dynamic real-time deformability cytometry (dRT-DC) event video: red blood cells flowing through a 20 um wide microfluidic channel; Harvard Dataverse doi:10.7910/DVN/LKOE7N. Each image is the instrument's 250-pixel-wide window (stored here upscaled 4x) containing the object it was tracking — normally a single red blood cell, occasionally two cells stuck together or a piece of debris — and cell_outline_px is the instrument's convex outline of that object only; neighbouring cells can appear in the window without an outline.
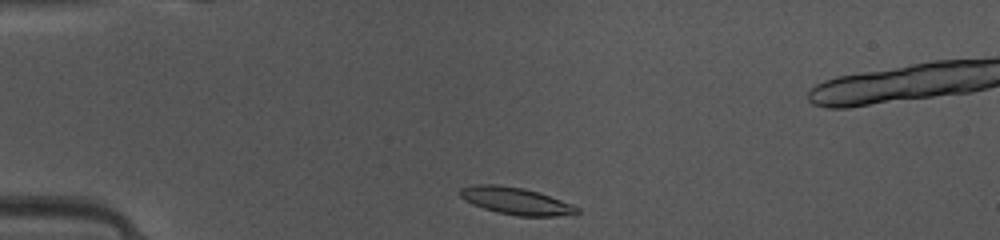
{"species": "common noctule bat (a hibernating species)", "species_latin": "Nyctalus noctula", "temperature_condition": "warm", "stored_images_in_passage": 39, "camera_frame_rate_fps": 3000, "um_per_image_px": 0.085, "animal": {"sex": "female", "body_mass_g": 10.0, "forearm_length_mm": 53.1}, "frame": {"image": 1, "passage_image": 2, "time_ms": 0.333, "image_size_px": [1000, 240], "cell_outline_px": [[580, 212], [576, 216], [516, 216], [496, 212], [472, 204], [464, 200], [460, 196], [460, 188], [472, 184], [496, 184], [524, 188], [572, 204], [580, 208]], "centroid_in_image_um": [43.87, 17.09], "position_along_channel_um": 41.1, "area_um2": 18.67}}
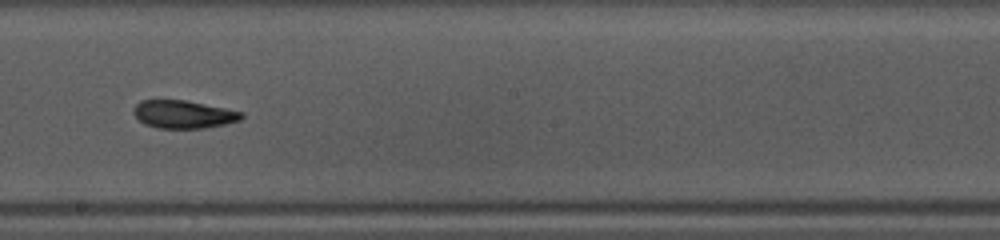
{"frame": {"image": 2, "passage_image": 18, "time_ms": 5.667, "image_size_px": [1000, 240], "cell_outline_px": [[244, 116], [240, 120], [224, 124], [204, 128], [156, 128], [144, 124], [132, 112], [132, 108], [140, 100], [156, 96], [184, 100], [244, 112]], "centroid_in_image_um": [15.5, 9.67], "position_along_channel_um": 232.7, "area_um2": 18.15}}
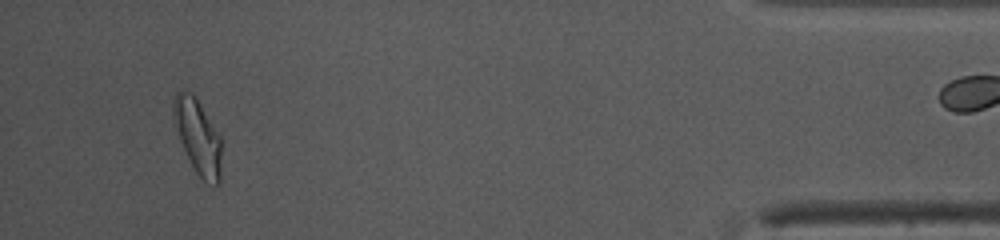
{"frame": {"image": 3, "passage_image": 36, "time_ms": 11.667, "image_size_px": [1000, 240], "cell_outline_px": [[220, 180], [216, 184], [204, 180], [196, 172], [180, 140], [172, 112], [172, 100], [176, 92], [188, 92], [196, 96], [220, 136]], "centroid_in_image_um": [16.8, 11.55], "position_along_channel_um": 418.4, "area_um2": 20.23}}